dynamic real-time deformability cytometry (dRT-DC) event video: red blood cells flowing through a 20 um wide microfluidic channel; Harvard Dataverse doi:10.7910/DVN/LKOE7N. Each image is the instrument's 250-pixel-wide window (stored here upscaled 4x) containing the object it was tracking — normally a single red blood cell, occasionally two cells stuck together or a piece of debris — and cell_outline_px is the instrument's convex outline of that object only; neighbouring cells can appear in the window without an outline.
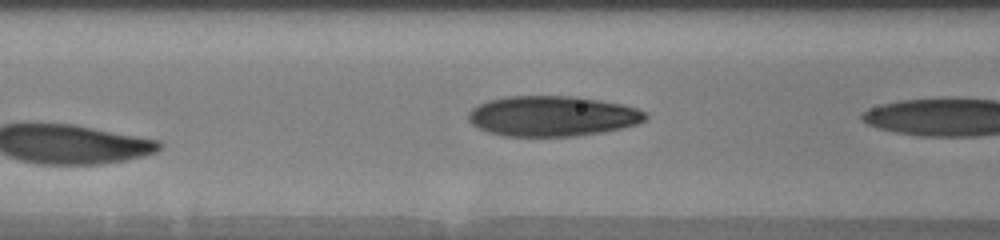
{"species": "human", "species_latin": "Homo sapiens", "temperature_condition": "warm", "stored_images_in_passage": 8, "camera_frame_rate_fps": 3000, "um_per_image_px": 0.085, "donor": {"sex": "male"}, "frame": {"image": 1, "passage_image": 8, "time_ms": 3.333, "image_size_px": [1000, 240], "cell_outline_px": [[648, 116], [644, 120], [636, 124], [604, 132], [576, 136], [504, 136], [488, 132], [472, 124], [468, 120], [468, 112], [472, 108], [488, 100], [508, 96], [576, 96], [600, 100], [620, 104], [636, 108], [648, 112]], "centroid_in_image_um": [46.95, 9.87], "position_along_channel_um": 119.7, "area_um2": 41.67}}